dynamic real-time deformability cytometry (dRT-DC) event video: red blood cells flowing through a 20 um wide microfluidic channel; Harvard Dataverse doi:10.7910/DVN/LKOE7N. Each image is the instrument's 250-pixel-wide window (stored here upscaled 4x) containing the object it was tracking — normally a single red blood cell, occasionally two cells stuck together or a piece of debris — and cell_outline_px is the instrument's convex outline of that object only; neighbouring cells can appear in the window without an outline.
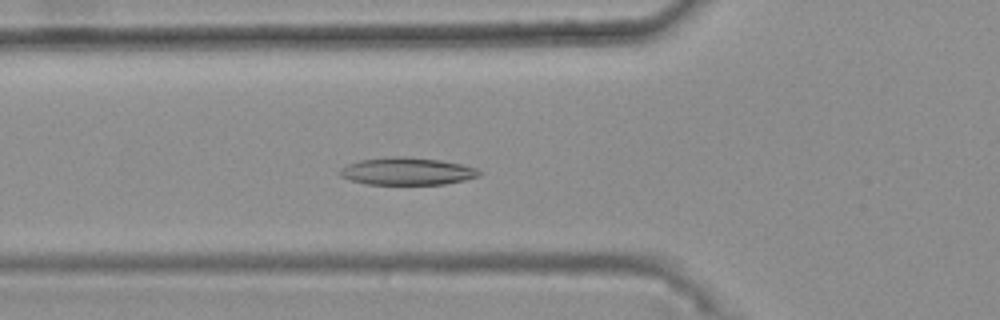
{"species": "common noctule bat (a hibernating species)", "species_latin": "Nyctalus noctula", "temperature_condition": "warm", "stored_images_in_passage": 45, "camera_frame_rate_fps": 3000, "um_per_image_px": 0.085, "animal": {"sex": "female", "body_mass_g": 25.1}, "frame": {"image": 1, "passage_image": 19, "time_ms": 6.0, "image_size_px": [1000, 320], "cell_outline_px": [[484, 172], [480, 176], [464, 180], [444, 184], [368, 184], [348, 180], [340, 176], [340, 168], [348, 164], [360, 160], [388, 156], [404, 156], [440, 160], [460, 164], [476, 168]], "centroid_in_image_um": [34.6, 14.55], "position_along_channel_um": 91.2, "area_um2": 22.37}}
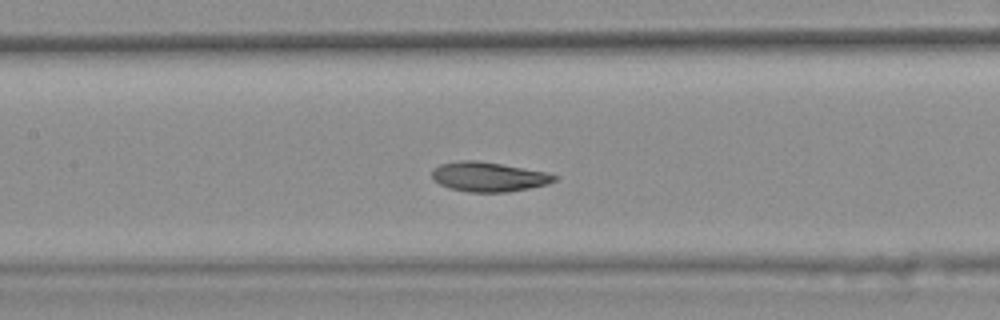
{"frame": {"image": 2, "passage_image": 25, "time_ms": 8.0, "image_size_px": [1000, 320], "cell_outline_px": [[556, 180], [548, 184], [508, 192], [468, 192], [448, 188], [440, 184], [432, 176], [432, 168], [440, 164], [460, 160], [476, 160], [548, 172], [556, 176]], "centroid_in_image_um": [41.51, 15.03], "position_along_channel_um": 165.9, "area_um2": 21.04}}
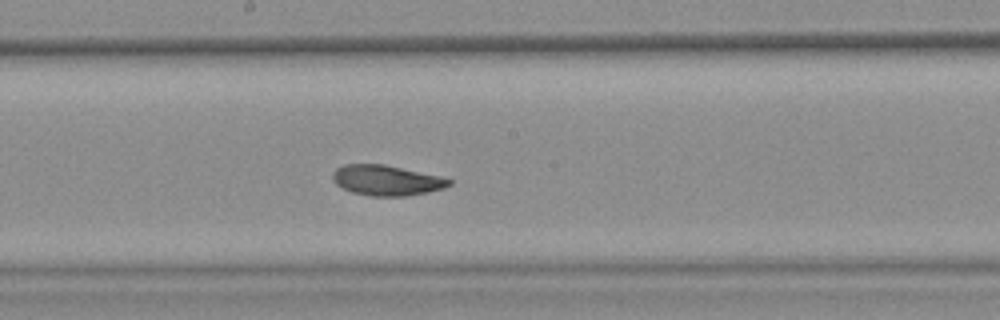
{"frame": {"image": 3, "passage_image": 29, "time_ms": 9.333, "image_size_px": [1000, 320], "cell_outline_px": [[452, 184], [444, 188], [428, 192], [404, 196], [368, 196], [352, 192], [336, 184], [332, 180], [332, 172], [336, 168], [344, 164], [384, 164], [440, 176], [452, 180]], "centroid_in_image_um": [32.84, 15.32], "position_along_channel_um": 215.4, "area_um2": 20.63}, "authors_computed_cell_mechanics": {"area_um2": 21.4438, "velocity_mm_per_s": 3.7225, "shape_relaxation_time_tau1_ms": 3.9266, "shape_relaxation_time_tau2_ms": 3.0146, "deformation_change_tau1": 0.1204, "deformation_change_tau2": 0.075}}